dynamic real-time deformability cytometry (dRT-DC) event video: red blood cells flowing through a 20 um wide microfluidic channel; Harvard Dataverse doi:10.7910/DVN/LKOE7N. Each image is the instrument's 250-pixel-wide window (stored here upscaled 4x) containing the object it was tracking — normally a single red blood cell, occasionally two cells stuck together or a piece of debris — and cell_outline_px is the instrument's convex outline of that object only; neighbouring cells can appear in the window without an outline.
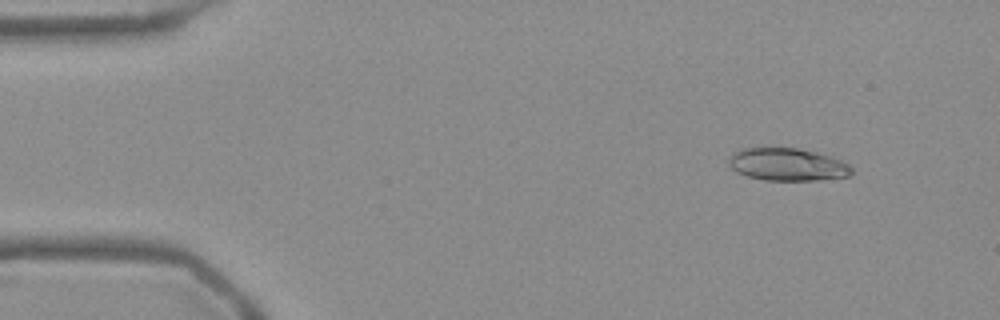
{"species": "Egyptian fruit bat (a non-hibernating species)", "species_latin": "Rousettus aegyptiacus", "temperature_condition": "warm", "stored_images_in_passage": 54, "camera_frame_rate_fps": 3000, "um_per_image_px": 0.085, "frame": {"image": 1, "passage_image": 6, "time_ms": 1.667, "image_size_px": [1000, 320], "cell_outline_px": [[852, 172], [848, 176], [820, 180], [764, 180], [748, 176], [736, 172], [728, 164], [728, 160], [740, 148], [760, 144], [768, 144], [796, 148], [816, 152], [832, 156], [848, 164], [852, 168]], "centroid_in_image_um": [66.87, 13.92], "position_along_channel_um": 18.1, "area_um2": 24.16}}
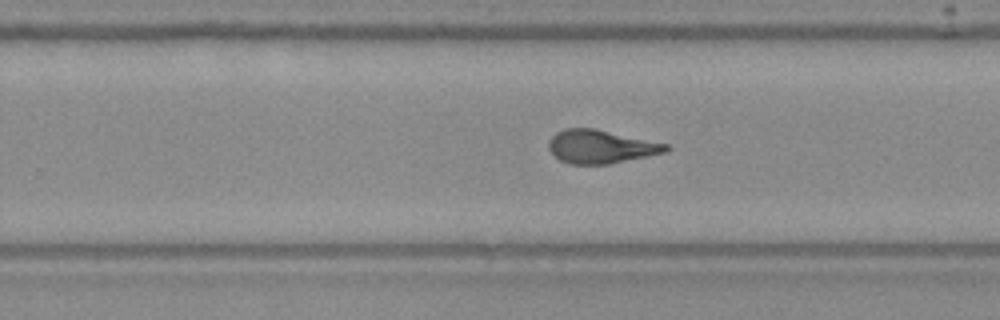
{"frame": {"image": 2, "passage_image": 34, "time_ms": 11.0, "image_size_px": [1000, 320], "cell_outline_px": [[672, 148], [668, 152], [608, 164], [568, 164], [560, 160], [548, 148], [548, 140], [556, 132], [564, 128], [592, 128], [668, 144]], "centroid_in_image_um": [51.07, 12.47], "position_along_channel_um": 278.7, "area_um2": 22.77}}
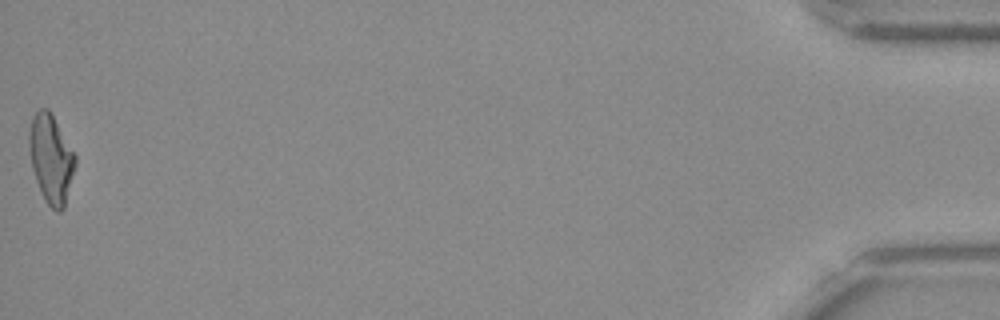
{"frame": {"image": 3, "passage_image": 54, "time_ms": 17.667, "image_size_px": [1000, 320], "cell_outline_px": [[76, 164], [64, 208], [60, 212], [56, 212], [44, 200], [36, 180], [32, 168], [28, 144], [28, 132], [32, 120], [36, 112], [40, 108], [48, 108], [76, 156]], "centroid_in_image_um": [4.33, 13.52], "position_along_channel_um": 430.9, "area_um2": 23.58}, "authors_computed_cell_mechanics": {"area_um2": 23.2356, "velocity_mm_per_s": 3.7819, "shape_relaxation_time_tau1_ms": 5.1971, "shape_relaxation_time_tau2_ms": 1.4083, "deformation_change_tau1": 0.1955, "deformation_change_tau2": 0.0948}}